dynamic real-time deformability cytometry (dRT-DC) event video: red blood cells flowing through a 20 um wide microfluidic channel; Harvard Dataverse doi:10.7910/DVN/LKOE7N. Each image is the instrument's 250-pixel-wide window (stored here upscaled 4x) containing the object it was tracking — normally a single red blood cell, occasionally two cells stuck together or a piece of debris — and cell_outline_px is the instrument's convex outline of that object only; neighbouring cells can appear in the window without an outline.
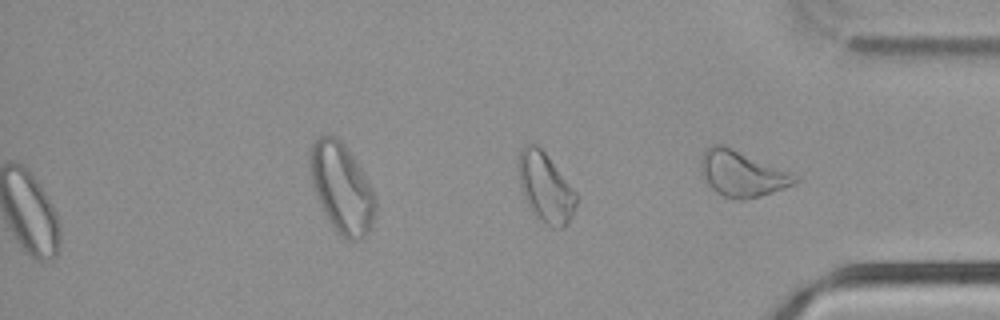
{"species": "common noctule bat (a hibernating species)", "species_latin": "Nyctalus noctula", "temperature_condition": "cold", "stored_images_in_passage": 50, "segment_of_instrument_passage": [2, 2], "camera_frame_rate_fps": 3000, "um_per_image_px": 0.085, "animal": {"sex": "male", "body_mass_g": 21.5, "forearm_length_mm": 52.0}, "frame": {"image": 1, "passage_image": 50, "time_ms": 16.333, "image_size_px": [1000, 320], "cell_outline_px": [[800, 180], [784, 188], [760, 196], [744, 200], [740, 200], [724, 196], [716, 192], [708, 184], [700, 172], [700, 160], [704, 152], [712, 144], [724, 144], [792, 172], [800, 176]], "centroid_in_image_um": [63.08, 14.75], "position_along_channel_um": 372.1, "area_um2": 25.26}}